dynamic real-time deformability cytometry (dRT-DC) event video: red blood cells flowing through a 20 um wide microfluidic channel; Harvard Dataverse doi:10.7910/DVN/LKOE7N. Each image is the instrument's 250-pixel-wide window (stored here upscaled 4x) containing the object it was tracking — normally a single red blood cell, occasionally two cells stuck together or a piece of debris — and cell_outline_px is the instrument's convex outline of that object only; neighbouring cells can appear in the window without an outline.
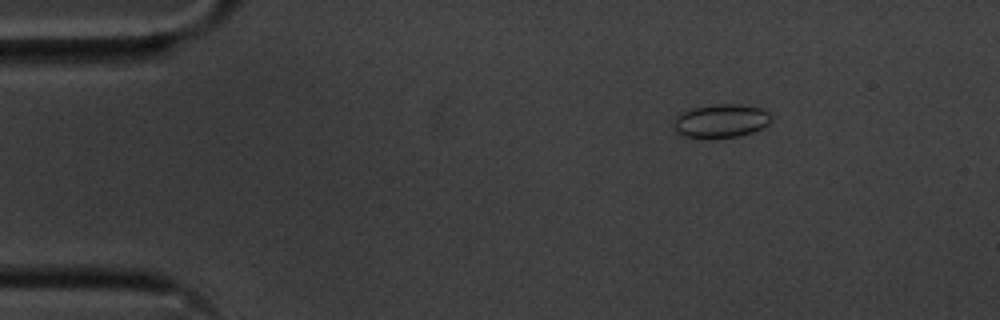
{"species": "common noctule bat (a hibernating species)", "species_latin": "Nyctalus noctula", "temperature_condition": "cold", "stored_images_in_passage": 48, "camera_frame_rate_fps": 3000, "um_per_image_px": 0.085, "animal": {"sex": "male", "body_mass_g": 20.1, "forearm_length_mm": 53.5}, "frame": {"image": 1, "passage_image": 1, "time_ms": 0.0, "image_size_px": [1000, 320], "cell_outline_px": [[772, 120], [764, 128], [740, 136], [680, 136], [676, 132], [676, 116], [680, 112], [688, 108], [712, 104], [740, 104], [760, 108], [768, 112], [772, 116]], "centroid_in_image_um": [61.32, 10.23], "position_along_channel_um": 23.7, "area_um2": 18.84}}
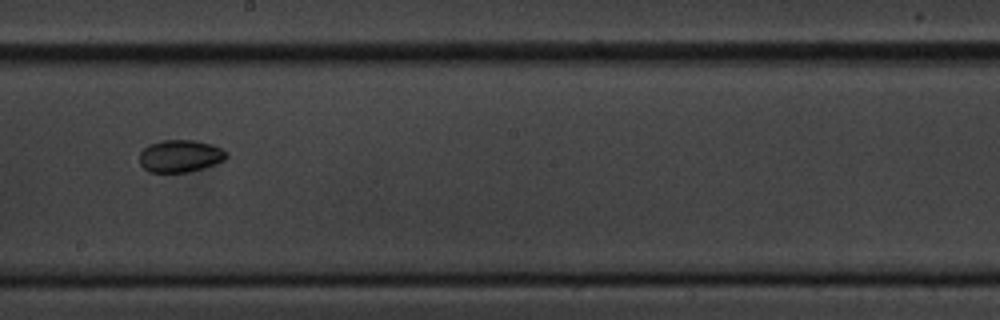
{"frame": {"image": 2, "passage_image": 24, "time_ms": 7.667, "image_size_px": [1000, 320], "cell_outline_px": [[228, 156], [224, 160], [216, 164], [188, 172], [148, 172], [140, 164], [140, 152], [148, 144], [160, 140], [196, 140], [212, 144], [220, 148]], "centroid_in_image_um": [15.29, 13.25], "position_along_channel_um": 232.9, "area_um2": 16.42}}
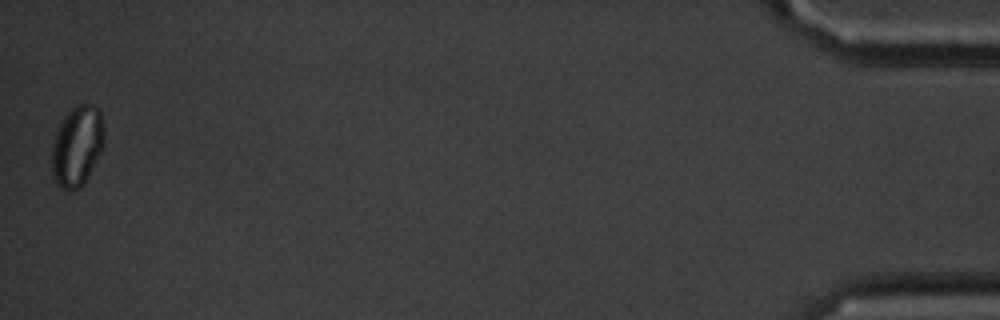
{"frame": {"image": 3, "passage_image": 48, "time_ms": 15.667, "image_size_px": [1000, 320], "cell_outline_px": [[104, 144], [84, 184], [80, 188], [72, 192], [68, 192], [60, 188], [56, 184], [52, 172], [52, 140], [64, 116], [76, 104], [92, 104], [100, 112], [104, 136]], "centroid_in_image_um": [6.53, 12.45], "position_along_channel_um": 428.7, "area_um2": 24.62}, "authors_computed_cell_mechanics": {"area_um2": 16.5308, "velocity_mm_per_s": 3.5988, "shape_relaxation_time_tau1_ms": 3.2837, "shape_relaxation_time_tau2_ms": 5.3369, "deformation_change_tau1": 0.0453, "deformation_change_tau2": 0.0558}}